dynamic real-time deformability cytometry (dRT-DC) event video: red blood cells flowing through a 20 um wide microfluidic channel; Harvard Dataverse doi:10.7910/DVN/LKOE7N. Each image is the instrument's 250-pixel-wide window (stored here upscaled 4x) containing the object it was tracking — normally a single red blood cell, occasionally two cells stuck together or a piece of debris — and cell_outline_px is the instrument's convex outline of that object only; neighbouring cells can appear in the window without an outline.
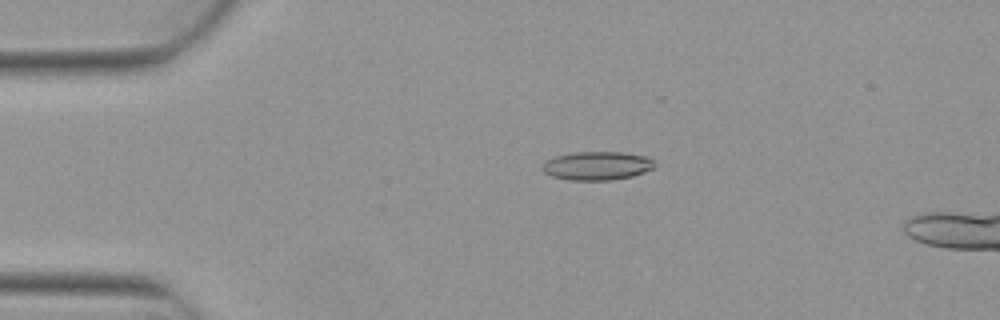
{"species": "Egyptian fruit bat (a non-hibernating species)", "species_latin": "Rousettus aegyptiacus", "temperature_condition": "warm", "stored_images_in_passage": 4, "camera_frame_rate_fps": 3000, "um_per_image_px": 0.085, "animal": {"sex": "female"}, "frame": {"image": 1, "passage_image": 3, "time_ms": 0.667, "image_size_px": [1000, 320], "cell_outline_px": [[656, 164], [652, 168], [644, 172], [632, 176], [612, 180], [568, 180], [552, 176], [544, 172], [544, 164], [548, 160], [556, 156], [576, 152], [624, 152], [644, 156], [656, 160]], "centroid_in_image_um": [50.8, 14.09], "position_along_channel_um": 34.2, "area_um2": 18.55}}